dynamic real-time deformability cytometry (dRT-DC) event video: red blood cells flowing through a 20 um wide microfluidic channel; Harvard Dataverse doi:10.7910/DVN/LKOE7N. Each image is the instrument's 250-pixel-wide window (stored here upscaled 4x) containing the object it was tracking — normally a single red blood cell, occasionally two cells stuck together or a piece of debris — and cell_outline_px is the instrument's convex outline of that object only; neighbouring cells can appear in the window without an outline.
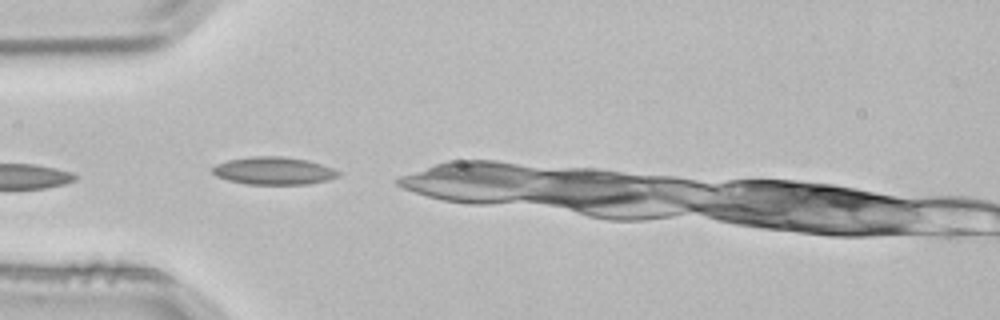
{"species": "common noctule bat (a hibernating species)", "species_latin": "Nyctalus noctula", "temperature_condition": "room temperature", "stored_images_in_passage": 5, "camera_frame_rate_fps": 3000, "um_per_image_px": 0.085, "animal": {"sex": "male", "body_mass_g": 21.5, "forearm_length_mm": 52.0}, "frame": {"image": 1, "passage_image": 1, "time_ms": 0.0, "image_size_px": [1000, 320], "cell_outline_px": [[340, 176], [328, 180], [308, 184], [248, 184], [228, 180], [216, 176], [212, 172], [212, 168], [216, 164], [228, 160], [252, 156], [284, 156], [308, 160], [332, 168], [340, 172]], "centroid_in_image_um": [23.27, 14.51], "position_along_channel_um": 61.7, "area_um2": 20.29}}